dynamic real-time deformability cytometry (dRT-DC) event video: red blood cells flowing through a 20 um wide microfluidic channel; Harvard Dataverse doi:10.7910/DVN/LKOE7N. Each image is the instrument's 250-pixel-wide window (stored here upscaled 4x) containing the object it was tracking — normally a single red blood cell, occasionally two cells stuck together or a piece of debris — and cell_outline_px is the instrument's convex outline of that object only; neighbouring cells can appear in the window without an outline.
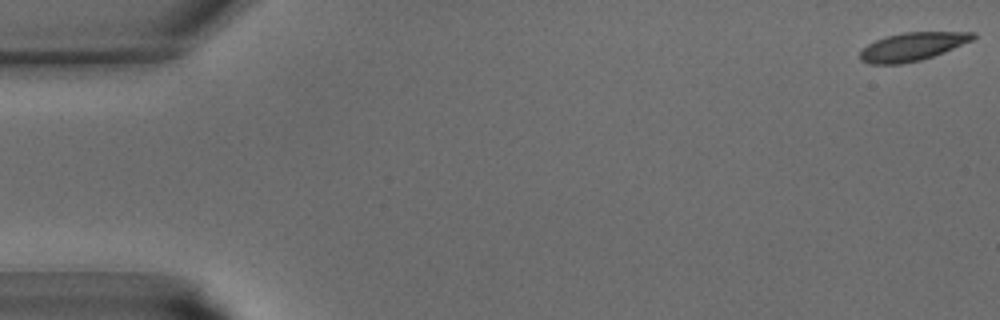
{"species": "common noctule bat (a hibernating species)", "species_latin": "Nyctalus noctula", "temperature_condition": "warm", "stored_images_in_passage": 5, "camera_frame_rate_fps": 3000, "um_per_image_px": 0.085, "animal": {"sex": "male", "body_mass_g": 15.6}, "frame": {"image": 1, "passage_image": 1, "time_ms": 0.0, "image_size_px": [1000, 320], "cell_outline_px": [[976, 36], [972, 40], [944, 52], [920, 60], [900, 64], [868, 64], [860, 60], [860, 52], [868, 44], [876, 40], [888, 36], [904, 32], [976, 32]], "centroid_in_image_um": [77.54, 3.96], "position_along_channel_um": 7.5, "area_um2": 18.38}}